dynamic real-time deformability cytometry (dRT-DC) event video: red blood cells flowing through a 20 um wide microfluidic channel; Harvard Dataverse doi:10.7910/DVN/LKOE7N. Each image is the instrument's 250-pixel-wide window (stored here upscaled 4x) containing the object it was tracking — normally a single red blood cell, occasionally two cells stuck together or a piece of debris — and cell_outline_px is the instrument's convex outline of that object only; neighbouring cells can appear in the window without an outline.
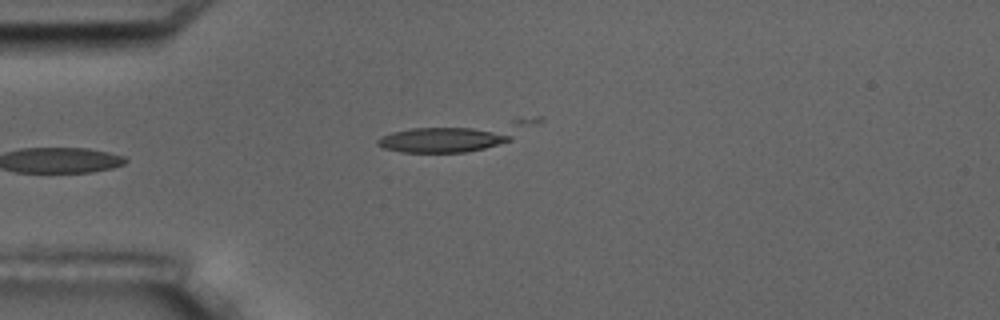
{"species": "common noctule bat (a hibernating species)", "species_latin": "Nyctalus noctula", "temperature_condition": "room temperature", "stored_images_in_passage": 6, "camera_frame_rate_fps": 3000, "um_per_image_px": 0.085, "animal": {"sex": "male", "body_mass_g": 17.5, "forearm_length_mm": 52.3}, "frame": {"image": 1, "passage_image": 6, "time_ms": 6.0, "image_size_px": [1000, 320], "cell_outline_px": [[544, 120], [540, 124], [512, 140], [484, 148], [468, 152], [400, 152], [384, 148], [376, 144], [376, 140], [380, 136], [392, 132], [412, 128], [536, 116], [544, 116]], "centroid_in_image_um": [38.94, 11.54], "position_along_channel_um": 46.1, "area_um2": 26.76}}